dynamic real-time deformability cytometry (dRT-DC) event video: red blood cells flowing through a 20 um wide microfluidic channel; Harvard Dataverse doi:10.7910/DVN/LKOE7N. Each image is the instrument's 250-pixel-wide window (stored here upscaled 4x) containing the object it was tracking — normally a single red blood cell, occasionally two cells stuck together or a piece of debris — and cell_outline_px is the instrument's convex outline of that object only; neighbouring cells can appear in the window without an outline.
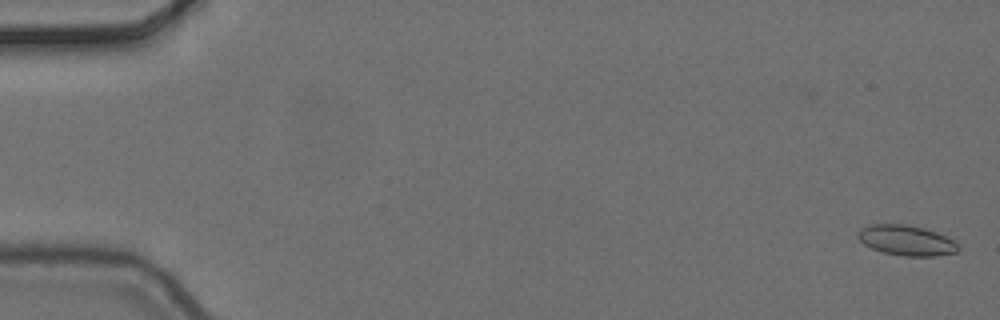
{"species": "common noctule bat (a hibernating species)", "species_latin": "Nyctalus noctula", "temperature_condition": "cold", "stored_images_in_passage": 7, "camera_frame_rate_fps": 3000, "um_per_image_px": 0.085, "animal": {"sex": "female", "body_mass_g": 24.6, "forearm_length_mm": 56.2}, "frame": {"image": 1, "passage_image": 1, "time_ms": 0.0, "image_size_px": [1000, 320], "cell_outline_px": [[960, 248], [956, 252], [936, 256], [904, 256], [880, 252], [864, 244], [856, 236], [856, 232], [860, 228], [872, 224], [904, 224], [924, 228], [936, 232], [952, 240]], "centroid_in_image_um": [76.99, 20.43], "position_along_channel_um": 8.0, "area_um2": 17.69}}
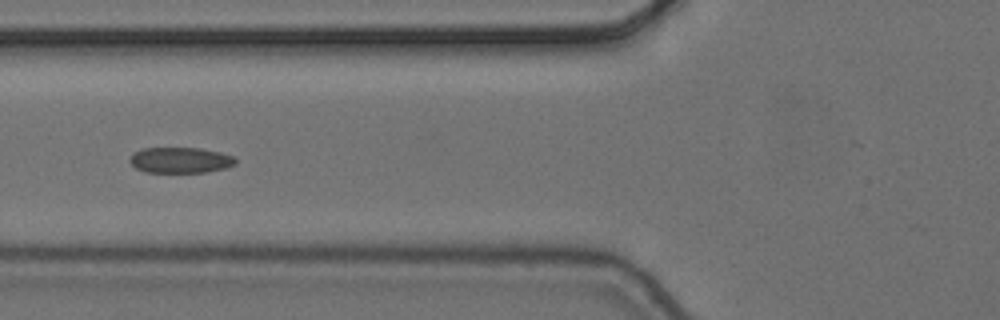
{"frame": {"image": 2, "passage_image": 6, "time_ms": 1.667, "image_size_px": [1000, 320], "cell_outline_px": [[236, 164], [224, 168], [204, 172], [144, 172], [136, 168], [128, 160], [136, 152], [144, 148], [200, 148], [220, 152], [232, 156], [236, 160]], "centroid_in_image_um": [15.33, 13.61], "position_along_channel_um": 110.5, "area_um2": 15.66}}
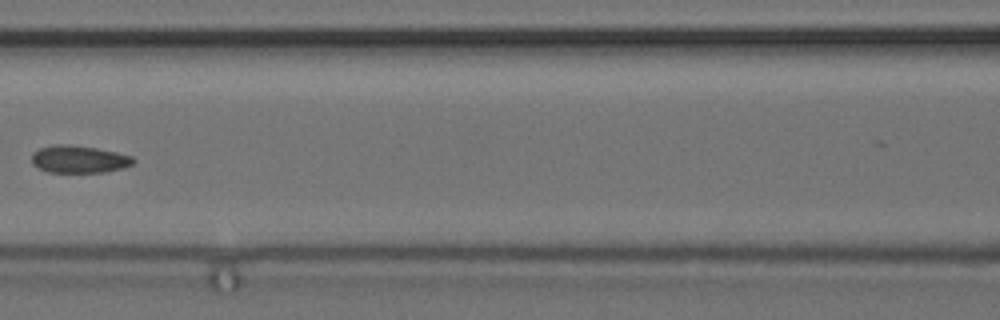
{"frame": {"image": 3, "passage_image": 7, "time_ms": 2.0, "image_size_px": [1000, 320], "cell_outline_px": [[136, 160], [132, 164], [124, 168], [104, 172], [48, 172], [32, 164], [32, 152], [40, 148], [56, 144], [68, 144], [96, 148], [116, 152], [132, 156]], "centroid_in_image_um": [6.72, 13.53], "position_along_channel_um": 159.9, "area_um2": 16.24}}